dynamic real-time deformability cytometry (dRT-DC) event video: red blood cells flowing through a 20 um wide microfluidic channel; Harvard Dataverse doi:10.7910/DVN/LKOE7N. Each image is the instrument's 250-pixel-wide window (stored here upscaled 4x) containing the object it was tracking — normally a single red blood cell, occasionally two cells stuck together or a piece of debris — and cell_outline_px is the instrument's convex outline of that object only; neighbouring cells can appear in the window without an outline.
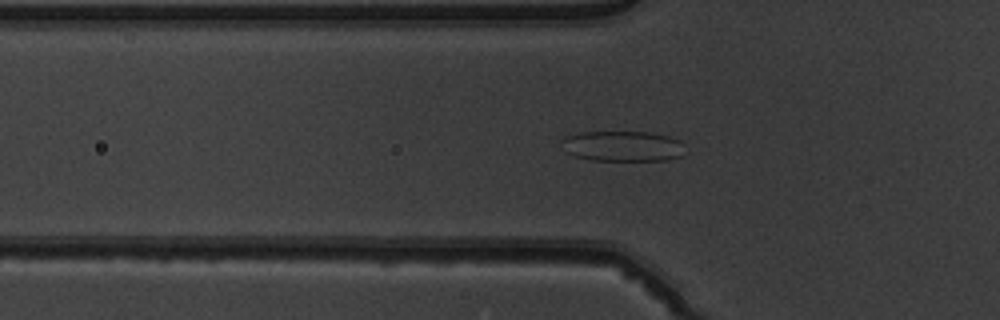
{"species": "common noctule bat (a hibernating species)", "species_latin": "Nyctalus noctula", "temperature_condition": "warm", "stored_images_in_passage": 48, "camera_frame_rate_fps": 3000, "um_per_image_px": 0.085, "animal": {"sex": "male", "body_mass_g": 19.5, "forearm_length_mm": 54.6}, "frame": {"image": 1, "passage_image": 15, "time_ms": 4.667, "image_size_px": [1000, 320], "cell_outline_px": [[688, 152], [684, 156], [668, 160], [592, 160], [576, 156], [564, 152], [560, 140], [564, 136], [580, 132], [648, 132], [668, 136], [680, 140]], "centroid_in_image_um": [52.95, 12.42], "position_along_channel_um": 72.8, "area_um2": 22.31}}
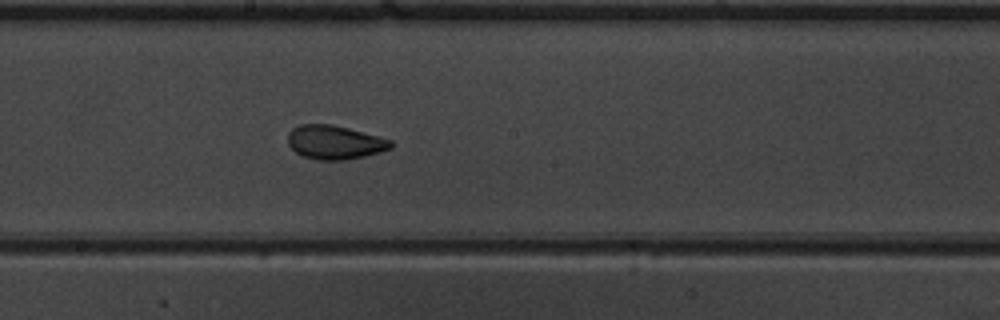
{"frame": {"image": 2, "passage_image": 26, "time_ms": 8.333, "image_size_px": [1000, 320], "cell_outline_px": [[392, 148], [380, 152], [364, 156], [344, 160], [316, 160], [300, 156], [288, 144], [288, 132], [292, 128], [300, 124], [332, 124], [380, 136], [392, 140]], "centroid_in_image_um": [28.44, 12.09], "position_along_channel_um": 219.8, "area_um2": 20.52}}
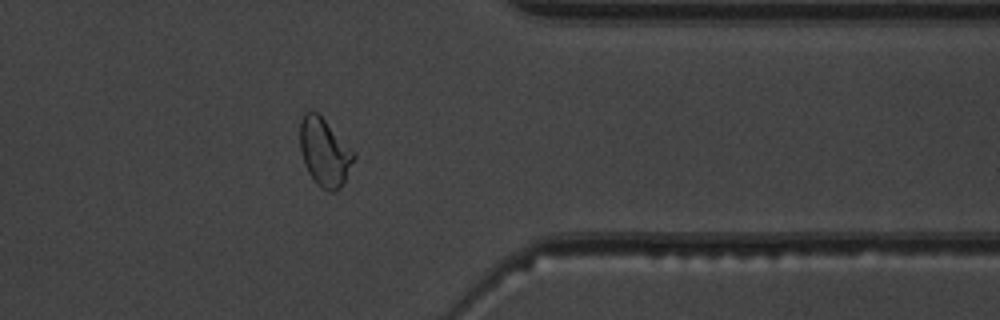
{"frame": {"image": 3, "passage_image": 39, "time_ms": 12.667, "image_size_px": [1000, 320], "cell_outline_px": [[356, 156], [340, 188], [336, 192], [332, 192], [320, 188], [316, 184], [308, 172], [304, 164], [300, 152], [300, 120], [304, 112], [316, 112], [356, 152]], "centroid_in_image_um": [27.57, 12.96], "position_along_channel_um": 383.8, "area_um2": 21.27}, "authors_computed_cell_mechanics": {"area_um2": 21.7039, "velocity_mm_per_s": 3.9964, "shape_relaxation_time_tau1_ms": 4.7479, "shape_relaxation_time_tau2_ms": 1.2065, "deformation_change_tau1": 0.1225, "deformation_change_tau2": 0.0615}}